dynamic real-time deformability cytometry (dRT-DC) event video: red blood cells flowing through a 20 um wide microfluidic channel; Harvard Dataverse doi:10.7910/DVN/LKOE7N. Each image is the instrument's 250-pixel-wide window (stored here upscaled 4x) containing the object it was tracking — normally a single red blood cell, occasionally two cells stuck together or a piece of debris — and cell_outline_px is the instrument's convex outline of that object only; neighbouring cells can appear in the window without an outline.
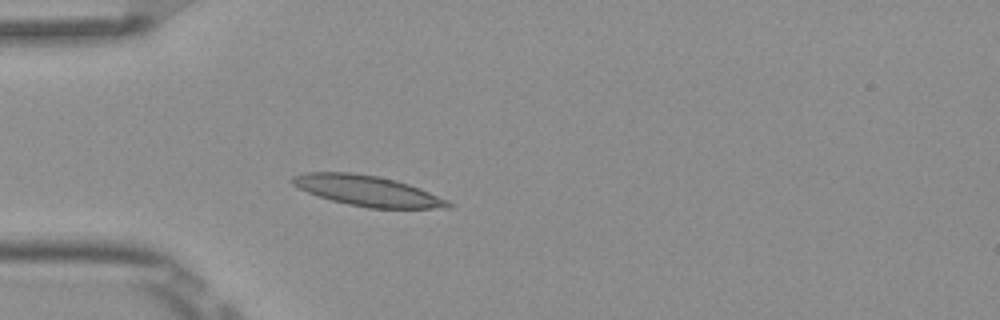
{"species": "Egyptian fruit bat (a non-hibernating species)", "species_latin": "Rousettus aegyptiacus", "temperature_condition": "room temperature", "stored_images_in_passage": 4, "camera_frame_rate_fps": 3000, "um_per_image_px": 0.085, "frame": {"image": 1, "passage_image": 4, "time_ms": 1.0, "image_size_px": [1000, 320], "cell_outline_px": [[452, 208], [368, 208], [348, 204], [332, 200], [308, 192], [292, 184], [288, 180], [292, 176], [304, 172], [352, 172], [380, 176], [396, 180], [420, 188], [448, 200], [452, 204]], "centroid_in_image_um": [31.23, 16.21], "position_along_channel_um": 53.8, "area_um2": 27.69}}